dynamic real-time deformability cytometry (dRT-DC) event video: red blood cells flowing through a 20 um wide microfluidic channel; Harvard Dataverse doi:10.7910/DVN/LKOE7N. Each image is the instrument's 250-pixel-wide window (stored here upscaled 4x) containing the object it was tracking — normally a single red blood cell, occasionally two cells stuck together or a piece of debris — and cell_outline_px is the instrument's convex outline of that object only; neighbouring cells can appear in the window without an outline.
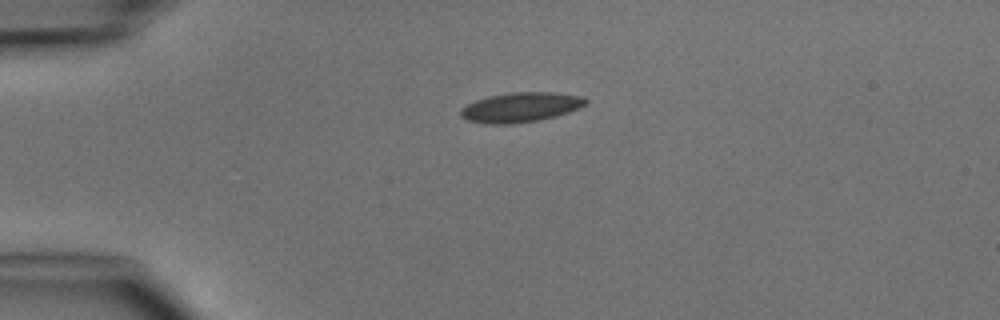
{"species": "common noctule bat (a hibernating species)", "species_latin": "Nyctalus noctula", "temperature_condition": "cold", "stored_images_in_passage": 2, "camera_frame_rate_fps": 3000, "um_per_image_px": 0.085, "animal": {"sex": "male", "body_mass_g": 15.6}, "frame": {"image": 1, "passage_image": 1, "time_ms": 0.0, "image_size_px": [1000, 320], "cell_outline_px": [[588, 100], [584, 104], [568, 112], [556, 116], [540, 120], [512, 124], [488, 124], [468, 120], [460, 116], [460, 108], [476, 100], [488, 96], [512, 92], [556, 92], [584, 96]], "centroid_in_image_um": [44.24, 9.11], "position_along_channel_um": 40.8, "area_um2": 21.68}}